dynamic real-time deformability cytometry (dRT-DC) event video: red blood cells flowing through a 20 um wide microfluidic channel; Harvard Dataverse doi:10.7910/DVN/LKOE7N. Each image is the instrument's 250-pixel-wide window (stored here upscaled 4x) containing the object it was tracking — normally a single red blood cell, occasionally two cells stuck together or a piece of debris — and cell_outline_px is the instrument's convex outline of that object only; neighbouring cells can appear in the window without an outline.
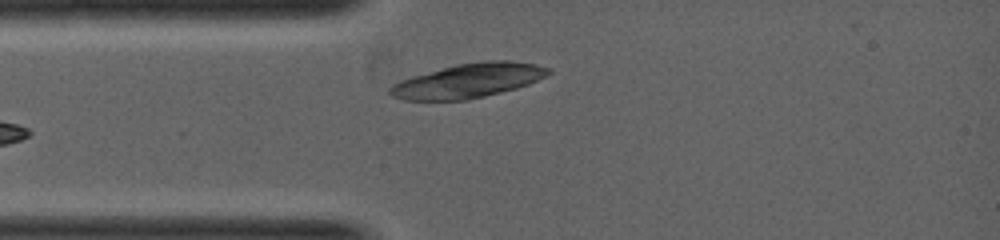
{"species": "common noctule bat (a hibernating species)", "species_latin": "Nyctalus noctula", "temperature_condition": "warm", "stored_images_in_passage": 4, "camera_frame_rate_fps": 5000, "um_per_image_px": 0.085, "animal": {"sex": "female", "body_mass_g": 19.0, "forearm_length_mm": 53.3}, "frame": {"image": 1, "passage_image": 4, "time_ms": 1.6, "image_size_px": [1000, 240], "cell_outline_px": [[552, 72], [528, 84], [516, 88], [468, 100], [404, 100], [392, 96], [388, 92], [388, 88], [392, 84], [400, 80], [412, 76], [456, 64], [484, 60], [508, 60], [536, 64], [552, 68]], "centroid_in_image_um": [39.79, 6.85], "position_along_channel_um": 45.2, "area_um2": 31.67}}